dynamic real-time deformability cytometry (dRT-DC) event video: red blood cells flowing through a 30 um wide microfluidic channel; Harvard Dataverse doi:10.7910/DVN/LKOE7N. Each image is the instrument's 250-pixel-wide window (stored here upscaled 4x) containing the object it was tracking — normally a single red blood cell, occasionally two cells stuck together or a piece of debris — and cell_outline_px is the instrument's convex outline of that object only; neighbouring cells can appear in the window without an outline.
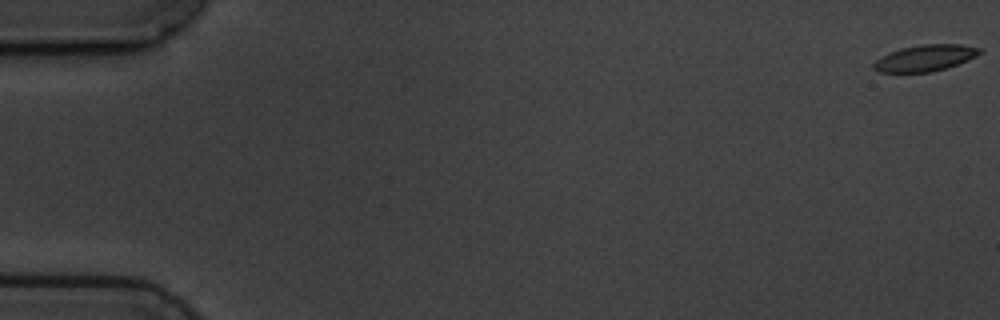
{"species": "common noctule bat (a hibernating species)", "species_latin": "Nyctalus noctula", "temperature_condition": "cold", "stored_images_in_passage": 6, "camera_frame_rate_fps": 3000, "um_per_image_px": 0.085, "animal": {"sex": "male", "body_mass_g": 19.5, "forearm_length_mm": 54.6}, "frame": {"image": 1, "passage_image": 1, "time_ms": 0.0, "image_size_px": [1000, 320], "cell_outline_px": [[980, 52], [976, 56], [968, 60], [948, 68], [932, 72], [880, 72], [872, 68], [872, 64], [876, 60], [888, 52], [900, 48], [920, 44], [960, 44], [980, 48]], "centroid_in_image_um": [78.61, 4.93], "position_along_channel_um": 6.4, "area_um2": 16.36}}
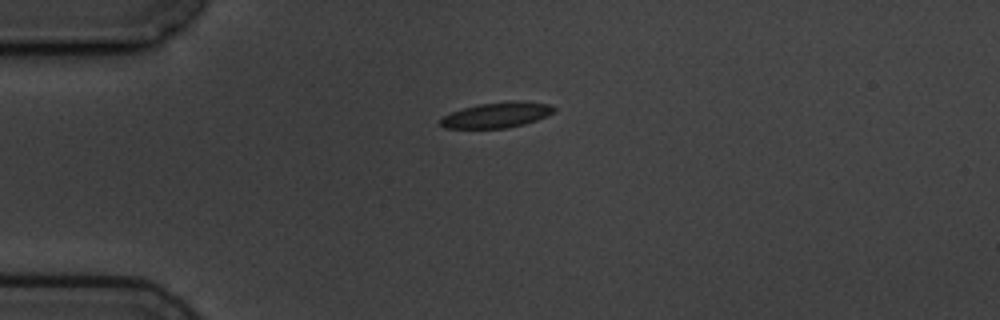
{"frame": {"image": 2, "passage_image": 5, "time_ms": 4.667, "image_size_px": [1000, 320], "cell_outline_px": [[556, 112], [548, 116], [524, 124], [508, 128], [444, 128], [440, 124], [440, 120], [444, 116], [452, 112], [464, 108], [480, 104], [512, 100], [524, 100], [552, 104], [556, 108]], "centroid_in_image_um": [42.32, 9.76], "position_along_channel_um": 42.7, "area_um2": 17.05}}